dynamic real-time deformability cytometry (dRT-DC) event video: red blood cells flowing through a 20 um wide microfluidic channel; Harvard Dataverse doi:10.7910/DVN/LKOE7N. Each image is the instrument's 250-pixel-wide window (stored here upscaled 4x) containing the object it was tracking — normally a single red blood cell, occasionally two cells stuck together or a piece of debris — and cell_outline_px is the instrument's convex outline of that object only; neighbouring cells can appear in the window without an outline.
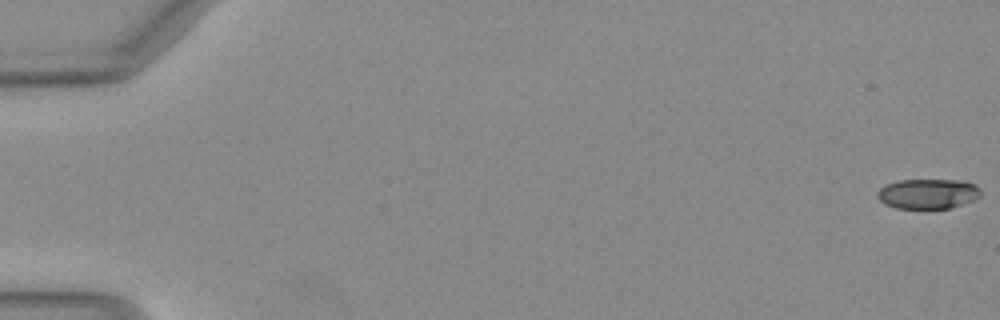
{"species": "Egyptian fruit bat (a non-hibernating species)", "species_latin": "Rousettus aegyptiacus", "temperature_condition": "warm", "stored_images_in_passage": 17, "camera_frame_rate_fps": 3000, "um_per_image_px": 0.085, "animal": {"sex": "female"}, "frame": {"image": 1, "passage_image": 1, "time_ms": 0.0, "image_size_px": [1000, 320], "cell_outline_px": [[980, 196], [972, 200], [948, 208], [896, 208], [884, 204], [876, 196], [876, 192], [884, 184], [900, 180], [964, 180], [980, 188]], "centroid_in_image_um": [78.82, 16.46], "position_along_channel_um": 6.2, "area_um2": 17.98}}
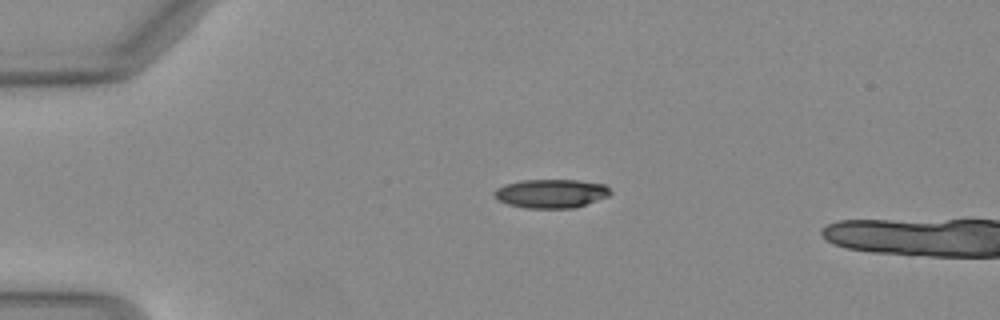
{"frame": {"image": 2, "passage_image": 13, "time_ms": 4.0, "image_size_px": [1000, 320], "cell_outline_px": [[612, 192], [608, 196], [576, 208], [524, 208], [508, 204], [500, 200], [492, 192], [496, 188], [504, 184], [524, 180], [576, 180], [604, 184]], "centroid_in_image_um": [46.84, 16.45], "position_along_channel_um": 38.2, "area_um2": 19.42}}